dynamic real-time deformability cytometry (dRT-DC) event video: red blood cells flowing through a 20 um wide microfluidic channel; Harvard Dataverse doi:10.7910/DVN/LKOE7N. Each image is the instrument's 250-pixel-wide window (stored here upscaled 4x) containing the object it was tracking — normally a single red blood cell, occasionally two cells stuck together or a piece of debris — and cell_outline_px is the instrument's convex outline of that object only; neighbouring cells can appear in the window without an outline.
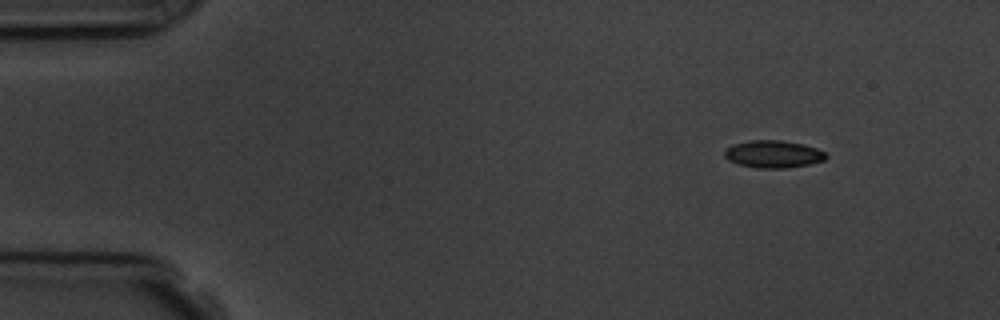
{"species": "common noctule bat (a hibernating species)", "species_latin": "Nyctalus noctula", "temperature_condition": "room temperature", "stored_images_in_passage": 4, "camera_frame_rate_fps": 3000, "um_per_image_px": 0.085, "animal": {"sex": "male", "body_mass_g": 19.5, "forearm_length_mm": 54.6}, "frame": {"image": 1, "passage_image": 1, "time_ms": 0.0, "image_size_px": [1000, 320], "cell_outline_px": [[828, 156], [824, 160], [808, 164], [784, 168], [756, 168], [740, 164], [728, 160], [724, 156], [724, 152], [732, 144], [748, 140], [780, 140], [804, 144], [816, 148], [824, 152]], "centroid_in_image_um": [65.71, 13.09], "position_along_channel_um": 19.3, "area_um2": 16.13}}
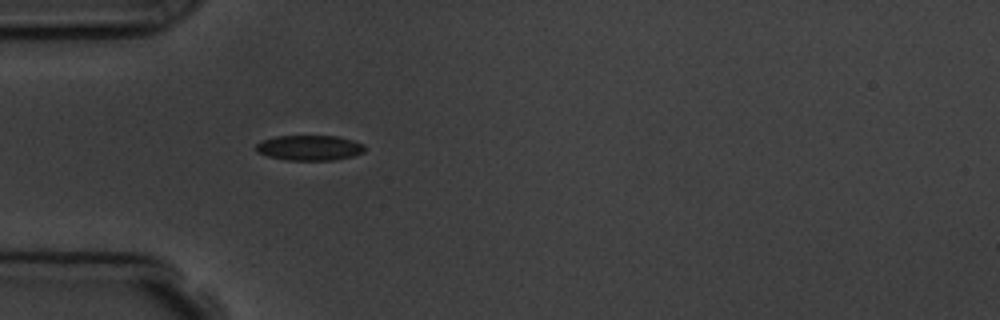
{"frame": {"image": 2, "passage_image": 4, "time_ms": 3.333, "image_size_px": [1000, 320], "cell_outline_px": [[364, 152], [352, 156], [332, 160], [288, 160], [268, 156], [260, 152], [256, 148], [256, 144], [264, 140], [276, 136], [340, 136], [364, 144]], "centroid_in_image_um": [26.34, 12.56], "position_along_channel_um": 58.7, "area_um2": 15.78}}